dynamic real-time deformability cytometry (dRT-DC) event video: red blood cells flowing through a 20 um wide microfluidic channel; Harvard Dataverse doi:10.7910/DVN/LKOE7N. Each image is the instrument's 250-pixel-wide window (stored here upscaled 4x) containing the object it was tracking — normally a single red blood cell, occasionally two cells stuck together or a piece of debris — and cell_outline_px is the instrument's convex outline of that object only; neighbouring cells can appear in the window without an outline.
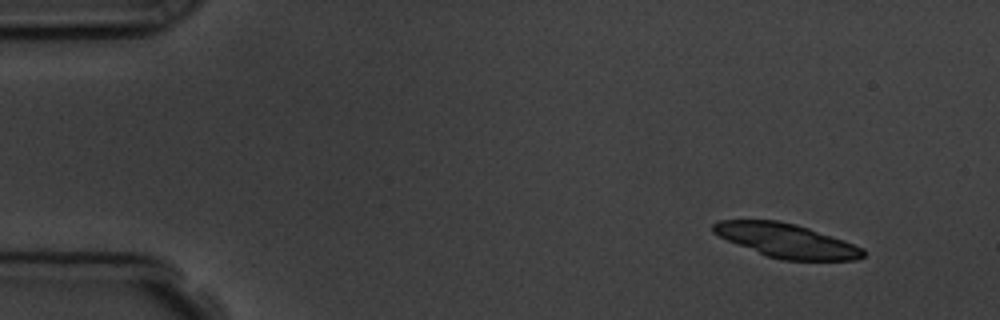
{"species": "common noctule bat (a hibernating species)", "species_latin": "Nyctalus noctula", "temperature_condition": "room temperature", "stored_images_in_passage": 5, "camera_frame_rate_fps": 3000, "um_per_image_px": 0.085, "animal": {"sex": "male", "body_mass_g": 19.5, "forearm_length_mm": 54.6}, "frame": {"image": 1, "passage_image": 1, "time_ms": 0.0, "image_size_px": [1000, 320], "cell_outline_px": [[864, 256], [856, 260], [780, 260], [768, 256], [728, 240], [712, 232], [712, 224], [720, 220], [776, 220], [796, 224], [844, 240], [864, 248]], "centroid_in_image_um": [66.86, 20.45], "position_along_channel_um": 18.1, "area_um2": 29.36}}